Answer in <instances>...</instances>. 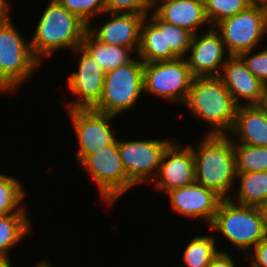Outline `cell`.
<instances>
[{"mask_svg":"<svg viewBox=\"0 0 267 267\" xmlns=\"http://www.w3.org/2000/svg\"><path fill=\"white\" fill-rule=\"evenodd\" d=\"M213 235L193 237L184 248L183 266L180 267H208L212 258L220 251Z\"/></svg>","mask_w":267,"mask_h":267,"instance_id":"cb8c5ba5","label":"cell"},{"mask_svg":"<svg viewBox=\"0 0 267 267\" xmlns=\"http://www.w3.org/2000/svg\"><path fill=\"white\" fill-rule=\"evenodd\" d=\"M81 48L100 64L105 72L130 63L134 59L131 55H135L129 48L100 42L89 31L84 35Z\"/></svg>","mask_w":267,"mask_h":267,"instance_id":"44dd1931","label":"cell"},{"mask_svg":"<svg viewBox=\"0 0 267 267\" xmlns=\"http://www.w3.org/2000/svg\"><path fill=\"white\" fill-rule=\"evenodd\" d=\"M252 2H262V3H267V0H251Z\"/></svg>","mask_w":267,"mask_h":267,"instance_id":"f35d334b","label":"cell"},{"mask_svg":"<svg viewBox=\"0 0 267 267\" xmlns=\"http://www.w3.org/2000/svg\"><path fill=\"white\" fill-rule=\"evenodd\" d=\"M137 58L105 72L103 94L94 110L116 117L133 109L141 94L145 93L144 62Z\"/></svg>","mask_w":267,"mask_h":267,"instance_id":"8992f818","label":"cell"},{"mask_svg":"<svg viewBox=\"0 0 267 267\" xmlns=\"http://www.w3.org/2000/svg\"><path fill=\"white\" fill-rule=\"evenodd\" d=\"M103 15L109 16L106 22L98 21L96 25L91 23L88 31L102 43L129 48L136 54L140 45V28L145 16L136 13Z\"/></svg>","mask_w":267,"mask_h":267,"instance_id":"2e32d148","label":"cell"},{"mask_svg":"<svg viewBox=\"0 0 267 267\" xmlns=\"http://www.w3.org/2000/svg\"><path fill=\"white\" fill-rule=\"evenodd\" d=\"M236 262L232 259L228 251L220 250L212 258L210 265L208 267H236Z\"/></svg>","mask_w":267,"mask_h":267,"instance_id":"d6a6232c","label":"cell"},{"mask_svg":"<svg viewBox=\"0 0 267 267\" xmlns=\"http://www.w3.org/2000/svg\"><path fill=\"white\" fill-rule=\"evenodd\" d=\"M166 1H171V0H153V2H166Z\"/></svg>","mask_w":267,"mask_h":267,"instance_id":"ab89813d","label":"cell"},{"mask_svg":"<svg viewBox=\"0 0 267 267\" xmlns=\"http://www.w3.org/2000/svg\"><path fill=\"white\" fill-rule=\"evenodd\" d=\"M42 63L12 20L0 28V92L13 93Z\"/></svg>","mask_w":267,"mask_h":267,"instance_id":"5b68a950","label":"cell"},{"mask_svg":"<svg viewBox=\"0 0 267 267\" xmlns=\"http://www.w3.org/2000/svg\"><path fill=\"white\" fill-rule=\"evenodd\" d=\"M219 77L238 106L244 102V105H261L266 86L251 73L239 55L227 59ZM241 99L245 101L242 103Z\"/></svg>","mask_w":267,"mask_h":267,"instance_id":"e0dca14e","label":"cell"},{"mask_svg":"<svg viewBox=\"0 0 267 267\" xmlns=\"http://www.w3.org/2000/svg\"><path fill=\"white\" fill-rule=\"evenodd\" d=\"M198 120L211 127L206 134H228L238 105L219 76L194 77L183 103ZM213 128V129H212Z\"/></svg>","mask_w":267,"mask_h":267,"instance_id":"3957f363","label":"cell"},{"mask_svg":"<svg viewBox=\"0 0 267 267\" xmlns=\"http://www.w3.org/2000/svg\"><path fill=\"white\" fill-rule=\"evenodd\" d=\"M73 52L81 55L78 59V70L69 75L67 86L78 98L67 105V110L94 108L103 94L105 71L81 47Z\"/></svg>","mask_w":267,"mask_h":267,"instance_id":"7c38bea8","label":"cell"},{"mask_svg":"<svg viewBox=\"0 0 267 267\" xmlns=\"http://www.w3.org/2000/svg\"><path fill=\"white\" fill-rule=\"evenodd\" d=\"M175 140H118V150L125 173L135 186L152 183L156 177L164 151Z\"/></svg>","mask_w":267,"mask_h":267,"instance_id":"30bf717a","label":"cell"},{"mask_svg":"<svg viewBox=\"0 0 267 267\" xmlns=\"http://www.w3.org/2000/svg\"><path fill=\"white\" fill-rule=\"evenodd\" d=\"M152 9L153 0H105V13H136L146 17Z\"/></svg>","mask_w":267,"mask_h":267,"instance_id":"f546056e","label":"cell"},{"mask_svg":"<svg viewBox=\"0 0 267 267\" xmlns=\"http://www.w3.org/2000/svg\"><path fill=\"white\" fill-rule=\"evenodd\" d=\"M0 267H13L10 261H0Z\"/></svg>","mask_w":267,"mask_h":267,"instance_id":"74e56055","label":"cell"},{"mask_svg":"<svg viewBox=\"0 0 267 267\" xmlns=\"http://www.w3.org/2000/svg\"><path fill=\"white\" fill-rule=\"evenodd\" d=\"M237 172L267 171V147L233 142Z\"/></svg>","mask_w":267,"mask_h":267,"instance_id":"484cf974","label":"cell"},{"mask_svg":"<svg viewBox=\"0 0 267 267\" xmlns=\"http://www.w3.org/2000/svg\"><path fill=\"white\" fill-rule=\"evenodd\" d=\"M226 53L221 34L211 27L203 33L193 35L185 59L194 77L220 76L226 59L230 57Z\"/></svg>","mask_w":267,"mask_h":267,"instance_id":"4fadbf2b","label":"cell"},{"mask_svg":"<svg viewBox=\"0 0 267 267\" xmlns=\"http://www.w3.org/2000/svg\"><path fill=\"white\" fill-rule=\"evenodd\" d=\"M193 78L185 58L144 63V91L175 104L185 102Z\"/></svg>","mask_w":267,"mask_h":267,"instance_id":"9c48e42d","label":"cell"},{"mask_svg":"<svg viewBox=\"0 0 267 267\" xmlns=\"http://www.w3.org/2000/svg\"><path fill=\"white\" fill-rule=\"evenodd\" d=\"M238 197L229 199L237 204L260 207L267 200V171L237 172Z\"/></svg>","mask_w":267,"mask_h":267,"instance_id":"603a6c76","label":"cell"},{"mask_svg":"<svg viewBox=\"0 0 267 267\" xmlns=\"http://www.w3.org/2000/svg\"><path fill=\"white\" fill-rule=\"evenodd\" d=\"M252 52L254 51H245L239 56L243 59L251 73L267 87V48L264 47L259 52L255 51L254 54Z\"/></svg>","mask_w":267,"mask_h":267,"instance_id":"4dcf8cb0","label":"cell"},{"mask_svg":"<svg viewBox=\"0 0 267 267\" xmlns=\"http://www.w3.org/2000/svg\"><path fill=\"white\" fill-rule=\"evenodd\" d=\"M227 135L233 136V142L267 147V113L264 108L261 105L238 106L233 127Z\"/></svg>","mask_w":267,"mask_h":267,"instance_id":"d6986e66","label":"cell"},{"mask_svg":"<svg viewBox=\"0 0 267 267\" xmlns=\"http://www.w3.org/2000/svg\"><path fill=\"white\" fill-rule=\"evenodd\" d=\"M209 228L245 254L266 236L259 208L240 205L229 198L221 200Z\"/></svg>","mask_w":267,"mask_h":267,"instance_id":"277c9868","label":"cell"},{"mask_svg":"<svg viewBox=\"0 0 267 267\" xmlns=\"http://www.w3.org/2000/svg\"><path fill=\"white\" fill-rule=\"evenodd\" d=\"M9 5L8 0H0V28L11 21V17L9 15L12 7Z\"/></svg>","mask_w":267,"mask_h":267,"instance_id":"836d02e7","label":"cell"},{"mask_svg":"<svg viewBox=\"0 0 267 267\" xmlns=\"http://www.w3.org/2000/svg\"><path fill=\"white\" fill-rule=\"evenodd\" d=\"M214 28L221 34L228 55L237 56L255 50L267 34V3L253 2Z\"/></svg>","mask_w":267,"mask_h":267,"instance_id":"52a82bcc","label":"cell"},{"mask_svg":"<svg viewBox=\"0 0 267 267\" xmlns=\"http://www.w3.org/2000/svg\"><path fill=\"white\" fill-rule=\"evenodd\" d=\"M193 35L187 29L165 22L166 49H172L180 58L187 55Z\"/></svg>","mask_w":267,"mask_h":267,"instance_id":"f1b7e54d","label":"cell"},{"mask_svg":"<svg viewBox=\"0 0 267 267\" xmlns=\"http://www.w3.org/2000/svg\"><path fill=\"white\" fill-rule=\"evenodd\" d=\"M151 13L142 21L140 45L136 56L144 63L171 61L180 58L172 49H166L165 22L153 11Z\"/></svg>","mask_w":267,"mask_h":267,"instance_id":"ffe728a7","label":"cell"},{"mask_svg":"<svg viewBox=\"0 0 267 267\" xmlns=\"http://www.w3.org/2000/svg\"><path fill=\"white\" fill-rule=\"evenodd\" d=\"M201 141L198 147L188 144L193 150L196 182L214 190L223 199L230 198L237 177L231 136L206 134Z\"/></svg>","mask_w":267,"mask_h":267,"instance_id":"6da1fadb","label":"cell"},{"mask_svg":"<svg viewBox=\"0 0 267 267\" xmlns=\"http://www.w3.org/2000/svg\"><path fill=\"white\" fill-rule=\"evenodd\" d=\"M251 253V267H267V235L254 246Z\"/></svg>","mask_w":267,"mask_h":267,"instance_id":"1f68e13d","label":"cell"},{"mask_svg":"<svg viewBox=\"0 0 267 267\" xmlns=\"http://www.w3.org/2000/svg\"><path fill=\"white\" fill-rule=\"evenodd\" d=\"M98 186L99 197L107 207L114 205L120 195L134 185L129 181L118 150V139L94 154L88 155L81 163Z\"/></svg>","mask_w":267,"mask_h":267,"instance_id":"ba28073f","label":"cell"},{"mask_svg":"<svg viewBox=\"0 0 267 267\" xmlns=\"http://www.w3.org/2000/svg\"><path fill=\"white\" fill-rule=\"evenodd\" d=\"M68 116L74 127L78 139L76 161L79 164L90 154L98 152L105 146L112 144L117 138L116 129L110 126L112 119L117 118L106 113L91 109L68 110Z\"/></svg>","mask_w":267,"mask_h":267,"instance_id":"8fae6325","label":"cell"},{"mask_svg":"<svg viewBox=\"0 0 267 267\" xmlns=\"http://www.w3.org/2000/svg\"><path fill=\"white\" fill-rule=\"evenodd\" d=\"M26 192L18 178L16 179V176L12 177L11 175L0 173V216L27 213L26 207L24 208V205H22Z\"/></svg>","mask_w":267,"mask_h":267,"instance_id":"d4e9b609","label":"cell"},{"mask_svg":"<svg viewBox=\"0 0 267 267\" xmlns=\"http://www.w3.org/2000/svg\"><path fill=\"white\" fill-rule=\"evenodd\" d=\"M45 8L30 39L32 53L41 63L62 48L81 47L88 31V25L56 0H49Z\"/></svg>","mask_w":267,"mask_h":267,"instance_id":"7a4b0ae2","label":"cell"},{"mask_svg":"<svg viewBox=\"0 0 267 267\" xmlns=\"http://www.w3.org/2000/svg\"><path fill=\"white\" fill-rule=\"evenodd\" d=\"M153 12L164 22L187 29L193 34L199 33L197 27L208 25L204 0H171L153 2ZM205 23V24H204Z\"/></svg>","mask_w":267,"mask_h":267,"instance_id":"ac0fdd59","label":"cell"},{"mask_svg":"<svg viewBox=\"0 0 267 267\" xmlns=\"http://www.w3.org/2000/svg\"><path fill=\"white\" fill-rule=\"evenodd\" d=\"M70 13L90 25L95 16L105 13V0H56Z\"/></svg>","mask_w":267,"mask_h":267,"instance_id":"83f0119b","label":"cell"},{"mask_svg":"<svg viewBox=\"0 0 267 267\" xmlns=\"http://www.w3.org/2000/svg\"><path fill=\"white\" fill-rule=\"evenodd\" d=\"M31 228L27 213L0 216V261L11 262L9 251L31 233Z\"/></svg>","mask_w":267,"mask_h":267,"instance_id":"7402d4cb","label":"cell"},{"mask_svg":"<svg viewBox=\"0 0 267 267\" xmlns=\"http://www.w3.org/2000/svg\"><path fill=\"white\" fill-rule=\"evenodd\" d=\"M162 193L196 182L193 150L176 139L164 151L161 164L152 183Z\"/></svg>","mask_w":267,"mask_h":267,"instance_id":"5bb4252c","label":"cell"},{"mask_svg":"<svg viewBox=\"0 0 267 267\" xmlns=\"http://www.w3.org/2000/svg\"><path fill=\"white\" fill-rule=\"evenodd\" d=\"M167 193L170 196L171 209L176 213L187 218L204 220L209 226L223 199L214 190L197 182Z\"/></svg>","mask_w":267,"mask_h":267,"instance_id":"9a60e30c","label":"cell"},{"mask_svg":"<svg viewBox=\"0 0 267 267\" xmlns=\"http://www.w3.org/2000/svg\"><path fill=\"white\" fill-rule=\"evenodd\" d=\"M252 3L251 0H204L206 16L211 27L245 10Z\"/></svg>","mask_w":267,"mask_h":267,"instance_id":"4316f807","label":"cell"},{"mask_svg":"<svg viewBox=\"0 0 267 267\" xmlns=\"http://www.w3.org/2000/svg\"><path fill=\"white\" fill-rule=\"evenodd\" d=\"M261 106L264 108V110L267 113V87H266V90H265V93H264V98L262 100Z\"/></svg>","mask_w":267,"mask_h":267,"instance_id":"8d00e7d4","label":"cell"},{"mask_svg":"<svg viewBox=\"0 0 267 267\" xmlns=\"http://www.w3.org/2000/svg\"><path fill=\"white\" fill-rule=\"evenodd\" d=\"M259 210L262 215L264 230L267 235V200L259 207Z\"/></svg>","mask_w":267,"mask_h":267,"instance_id":"e575fe53","label":"cell"},{"mask_svg":"<svg viewBox=\"0 0 267 267\" xmlns=\"http://www.w3.org/2000/svg\"><path fill=\"white\" fill-rule=\"evenodd\" d=\"M34 267H54L48 260H41L37 264L34 265Z\"/></svg>","mask_w":267,"mask_h":267,"instance_id":"d590c367","label":"cell"}]
</instances>
